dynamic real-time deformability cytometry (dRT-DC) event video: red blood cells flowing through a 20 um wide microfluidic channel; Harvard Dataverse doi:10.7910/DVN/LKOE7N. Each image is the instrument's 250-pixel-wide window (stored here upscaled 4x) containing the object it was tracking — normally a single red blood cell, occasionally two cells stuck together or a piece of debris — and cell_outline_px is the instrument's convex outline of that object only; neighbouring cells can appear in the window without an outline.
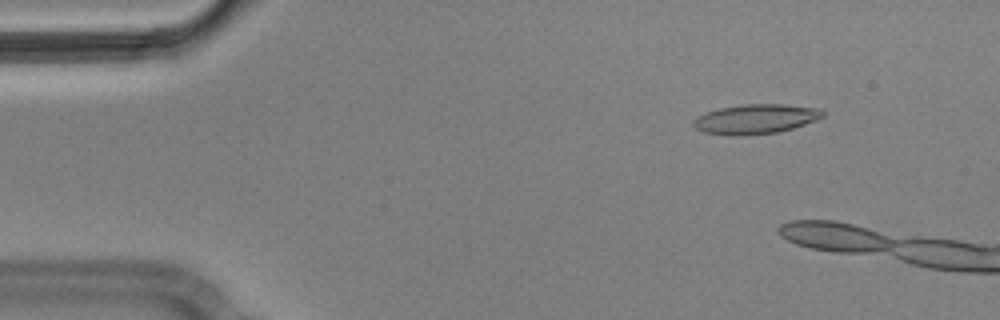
{"species": "Egyptian fruit bat (a non-hibernating species)", "species_latin": "Rousettus aegyptiacus", "temperature_condition": "cold", "stored_images_in_passage": 12, "camera_frame_rate_fps": 3000, "um_per_image_px": 0.085, "animal": {"sex": "male"}, "frame": {"image": 1, "passage_image": 7, "time_ms": 2.0, "image_size_px": [1000, 320], "cell_outline_px": [[824, 116], [816, 120], [792, 128], [776, 132], [740, 136], [736, 136], [704, 132], [696, 128], [692, 124], [692, 120], [696, 116], [704, 112], [720, 108], [744, 104], [784, 104], [816, 108], [824, 112]], "centroid_in_image_um": [64.17, 10.11], "position_along_channel_um": 20.8, "area_um2": 22.25}}